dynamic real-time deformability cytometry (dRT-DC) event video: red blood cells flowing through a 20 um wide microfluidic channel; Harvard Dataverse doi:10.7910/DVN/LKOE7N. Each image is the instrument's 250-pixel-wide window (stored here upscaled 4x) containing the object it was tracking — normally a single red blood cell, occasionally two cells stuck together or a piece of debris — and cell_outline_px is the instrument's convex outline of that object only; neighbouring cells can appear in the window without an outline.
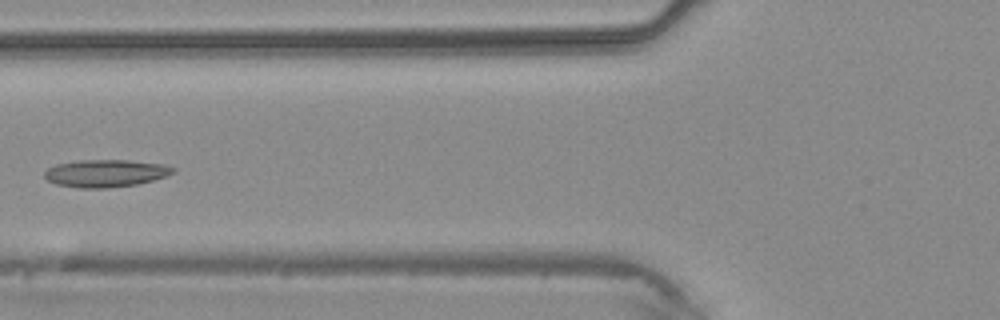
{"species": "common noctule bat (a hibernating species)", "species_latin": "Nyctalus noctula", "temperature_condition": "warm", "stored_images_in_passage": 4, "camera_frame_rate_fps": 3000, "um_per_image_px": 0.085, "animal": {"sex": "male", "body_mass_g": 20.4}, "frame": {"image": 1, "passage_image": 4, "time_ms": 3.333, "image_size_px": [1000, 320], "cell_outline_px": [[176, 168], [172, 172], [164, 176], [152, 180], [136, 184], [108, 188], [80, 188], [56, 184], [48, 180], [44, 176], [44, 172], [48, 168], [56, 164], [80, 160], [128, 160], [164, 164]], "centroid_in_image_um": [8.94, 14.72], "position_along_channel_um": 116.9, "area_um2": 20.4}}